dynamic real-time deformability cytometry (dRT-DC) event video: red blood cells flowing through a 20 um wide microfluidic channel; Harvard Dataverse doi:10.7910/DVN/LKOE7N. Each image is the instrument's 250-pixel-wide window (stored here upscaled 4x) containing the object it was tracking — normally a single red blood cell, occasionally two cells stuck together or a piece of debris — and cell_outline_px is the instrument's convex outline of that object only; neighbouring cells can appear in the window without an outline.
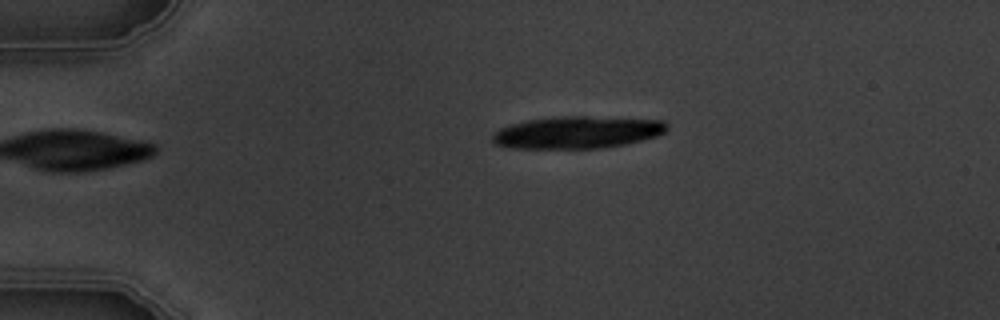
{"species": "common noctule bat (a hibernating species)", "species_latin": "Nyctalus noctula", "temperature_condition": "warm", "stored_images_in_passage": 4, "camera_frame_rate_fps": 3000, "um_per_image_px": 0.085, "animal": {"sex": "male", "body_mass_g": 19.5, "forearm_length_mm": 54.6}, "frame": {"image": 1, "passage_image": 2, "time_ms": 2.0, "image_size_px": [1000, 320], "cell_outline_px": [[668, 128], [664, 132], [656, 136], [624, 144], [600, 148], [512, 148], [492, 144], [492, 132], [508, 124], [528, 120], [552, 116], [584, 116], [664, 120], [668, 124]], "centroid_in_image_um": [49.01, 11.24], "position_along_channel_um": 36.0, "area_um2": 32.95}}
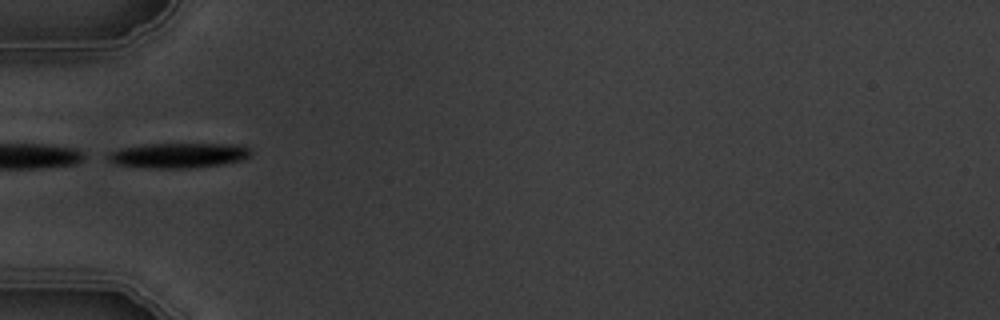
{"frame": {"image": 2, "passage_image": 4, "time_ms": 4.333, "image_size_px": [1000, 320], "cell_outline_px": [[252, 152], [244, 160], [224, 164], [188, 168], [148, 168], [116, 164], [108, 160], [108, 152], [120, 148], [144, 144], [240, 144], [248, 148]], "centroid_in_image_um": [15.18, 13.2], "position_along_channel_um": 69.8, "area_um2": 20.92}}